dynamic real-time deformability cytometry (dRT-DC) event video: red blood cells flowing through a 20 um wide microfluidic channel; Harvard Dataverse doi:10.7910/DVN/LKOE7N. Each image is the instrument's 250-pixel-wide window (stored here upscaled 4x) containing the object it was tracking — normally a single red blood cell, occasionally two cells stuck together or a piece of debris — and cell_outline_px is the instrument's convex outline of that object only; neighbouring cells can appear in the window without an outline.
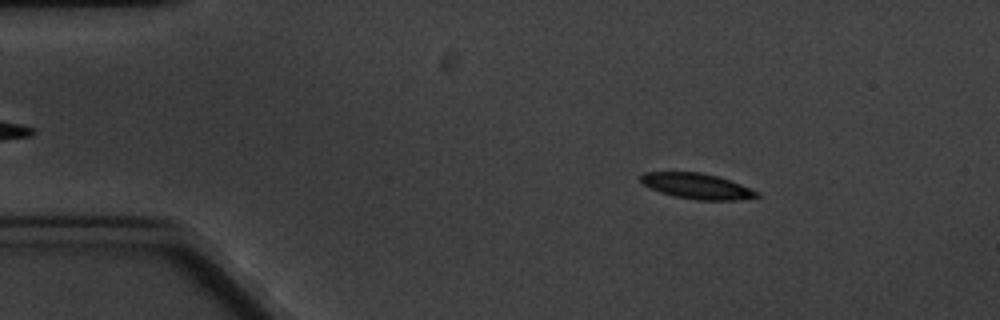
{"species": "common noctule bat (a hibernating species)", "species_latin": "Nyctalus noctula", "temperature_condition": "cold", "stored_images_in_passage": 6, "camera_frame_rate_fps": 3000, "um_per_image_px": 0.085, "animal": {"sex": "male", "body_mass_g": 20.1, "forearm_length_mm": 53.5}, "frame": {"image": 1, "passage_image": 2, "time_ms": 1.333, "image_size_px": [1000, 320], "cell_outline_px": [[760, 196], [736, 200], [696, 200], [672, 196], [648, 188], [640, 180], [640, 176], [644, 172], [700, 172], [716, 176], [740, 184], [760, 192]], "centroid_in_image_um": [59.21, 15.82], "position_along_channel_um": 25.8, "area_um2": 17.28}}
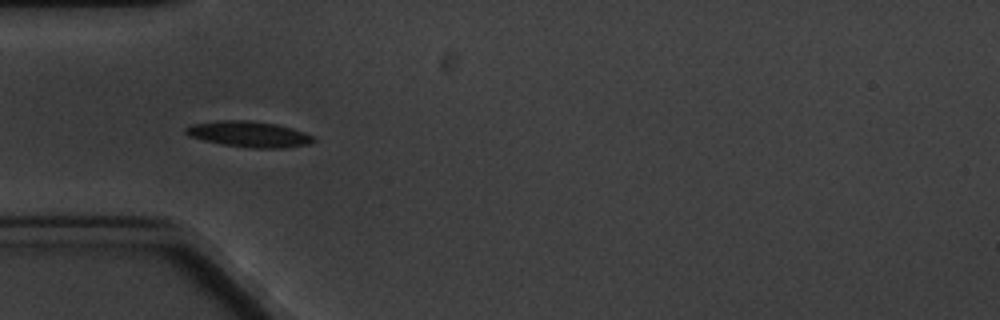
{"frame": {"image": 2, "passage_image": 4, "time_ms": 4.333, "image_size_px": [1000, 320], "cell_outline_px": [[316, 140], [308, 144], [284, 148], [252, 148], [224, 144], [204, 140], [188, 136], [184, 132], [184, 128], [192, 124], [216, 120], [248, 120], [276, 124], [304, 132], [312, 136]], "centroid_in_image_um": [21.13, 11.4], "position_along_channel_um": 63.9, "area_um2": 19.13}}